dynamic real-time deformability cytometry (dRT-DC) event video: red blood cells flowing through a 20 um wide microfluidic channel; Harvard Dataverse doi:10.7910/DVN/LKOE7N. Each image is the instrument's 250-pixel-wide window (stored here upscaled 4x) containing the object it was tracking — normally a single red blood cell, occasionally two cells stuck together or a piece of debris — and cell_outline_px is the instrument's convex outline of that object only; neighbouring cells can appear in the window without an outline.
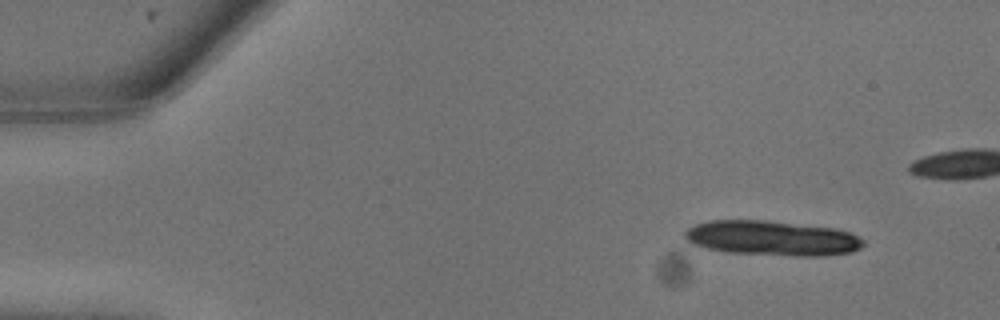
{"species": "common noctule bat (a hibernating species)", "species_latin": "Nyctalus noctula", "temperature_condition": "warm", "stored_images_in_passage": 10, "camera_frame_rate_fps": 3000, "um_per_image_px": 0.085, "animal": {"sex": "male", "body_mass_g": 13.3}, "frame": {"image": 1, "passage_image": 2, "time_ms": 0.333, "image_size_px": [1000, 320], "cell_outline_px": [[864, 244], [860, 248], [852, 252], [824, 256], [796, 256], [728, 252], [708, 248], [692, 244], [684, 236], [684, 232], [688, 228], [696, 224], [708, 220], [768, 220], [836, 228], [848, 232], [864, 240]], "centroid_in_image_um": [65.64, 20.24], "position_along_channel_um": 19.4, "area_um2": 36.36}}